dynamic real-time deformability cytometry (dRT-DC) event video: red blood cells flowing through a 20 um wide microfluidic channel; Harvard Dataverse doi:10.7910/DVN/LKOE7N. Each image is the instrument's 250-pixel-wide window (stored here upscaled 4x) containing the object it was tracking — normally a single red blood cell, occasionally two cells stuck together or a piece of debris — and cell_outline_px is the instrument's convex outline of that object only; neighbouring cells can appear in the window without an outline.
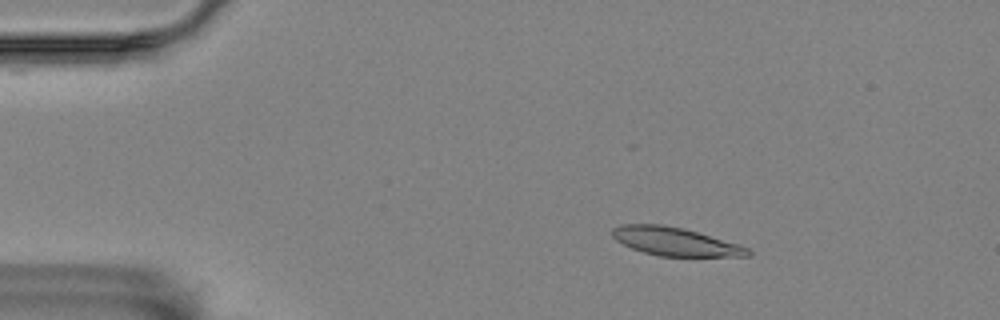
{"species": "Egyptian fruit bat (a non-hibernating species)", "species_latin": "Rousettus aegyptiacus", "temperature_condition": "room temperature", "stored_images_in_passage": 4, "camera_frame_rate_fps": 3000, "um_per_image_px": 0.085, "animal": {"sex": "female"}, "frame": {"image": 1, "passage_image": 2, "time_ms": 0.333, "image_size_px": [1000, 320], "cell_outline_px": [[752, 256], [660, 256], [644, 252], [632, 248], [616, 240], [612, 236], [612, 228], [620, 224], [664, 224], [684, 228], [740, 244], [748, 248], [752, 252]], "centroid_in_image_um": [57.41, 20.52], "position_along_channel_um": 27.6, "area_um2": 22.43}}